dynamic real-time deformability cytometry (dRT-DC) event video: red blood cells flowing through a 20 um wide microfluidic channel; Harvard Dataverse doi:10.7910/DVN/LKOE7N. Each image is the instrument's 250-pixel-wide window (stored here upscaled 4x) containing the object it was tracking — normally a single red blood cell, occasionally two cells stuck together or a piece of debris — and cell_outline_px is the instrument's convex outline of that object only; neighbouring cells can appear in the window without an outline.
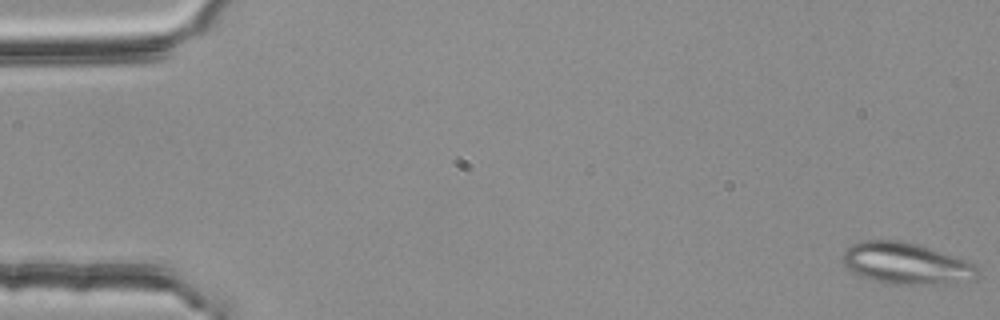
{"species": "common noctule bat (a hibernating species)", "species_latin": "Nyctalus noctula", "temperature_condition": "room temperature", "stored_images_in_passage": 54, "segment_of_instrument_passage": [1, 2], "camera_frame_rate_fps": 3000, "um_per_image_px": 0.085, "animal": {"sex": "female", "body_mass_g": 25.1}, "frame": {"image": 1, "passage_image": 1, "time_ms": 0.0, "image_size_px": [1000, 320], "cell_outline_px": [[980, 276], [972, 280], [940, 284], [892, 284], [872, 280], [860, 276], [844, 268], [844, 252], [852, 244], [860, 240], [904, 240], [956, 256], [968, 260], [976, 264]], "centroid_in_image_um": [77.05, 22.39], "position_along_channel_um": 8.0, "area_um2": 32.95}}